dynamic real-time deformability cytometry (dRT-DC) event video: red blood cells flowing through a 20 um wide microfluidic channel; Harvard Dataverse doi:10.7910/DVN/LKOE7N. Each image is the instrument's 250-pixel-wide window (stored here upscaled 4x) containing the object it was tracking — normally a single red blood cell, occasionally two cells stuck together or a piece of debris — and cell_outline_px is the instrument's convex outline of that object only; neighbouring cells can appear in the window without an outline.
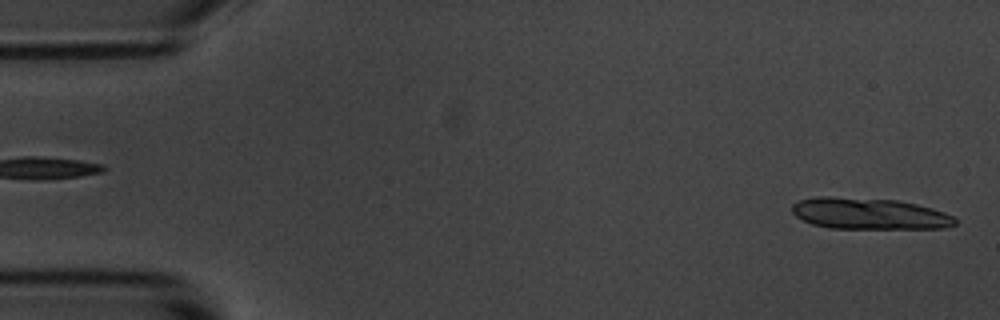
{"species": "common noctule bat (a hibernating species)", "species_latin": "Nyctalus noctula", "temperature_condition": "room temperature", "stored_images_in_passage": 14, "camera_frame_rate_fps": 3000, "um_per_image_px": 0.085, "animal": {"sex": "male", "body_mass_g": 20.1, "forearm_length_mm": 53.5}, "frame": {"image": 1, "passage_image": 2, "time_ms": 0.333, "image_size_px": [1000, 320], "cell_outline_px": [[956, 224], [944, 228], [828, 228], [812, 224], [796, 216], [792, 212], [792, 204], [800, 200], [816, 196], [828, 196], [896, 200], [916, 204], [932, 208], [956, 216]], "centroid_in_image_um": [73.88, 18.16], "position_along_channel_um": 11.1, "area_um2": 29.82}}